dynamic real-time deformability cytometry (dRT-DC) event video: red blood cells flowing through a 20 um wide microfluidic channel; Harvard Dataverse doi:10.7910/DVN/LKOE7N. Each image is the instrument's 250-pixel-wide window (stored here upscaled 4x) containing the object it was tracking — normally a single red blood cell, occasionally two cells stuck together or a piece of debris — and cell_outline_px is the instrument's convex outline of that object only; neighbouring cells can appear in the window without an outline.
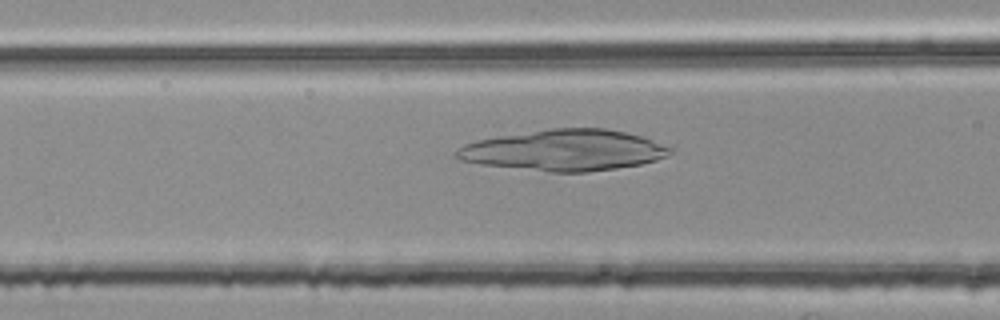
{"species": "common noctule bat (a hibernating species)", "species_latin": "Nyctalus noctula", "temperature_condition": "room temperature", "stored_images_in_passage": 44, "camera_frame_rate_fps": 3000, "um_per_image_px": 0.085, "animal": {"sex": "female", "body_mass_g": 25.1}, "frame": {"image": 1, "passage_image": 12, "time_ms": 3.667, "image_size_px": [1000, 320], "cell_outline_px": [[676, 152], [668, 156], [656, 160], [640, 164], [616, 168], [584, 172], [552, 172], [480, 164], [460, 160], [452, 156], [452, 152], [464, 144], [476, 140], [496, 136], [552, 128], [604, 128], [624, 132], [640, 136], [652, 140], [672, 148]], "centroid_in_image_um": [47.93, 12.77], "position_along_channel_um": 118.7, "area_um2": 51.15}}
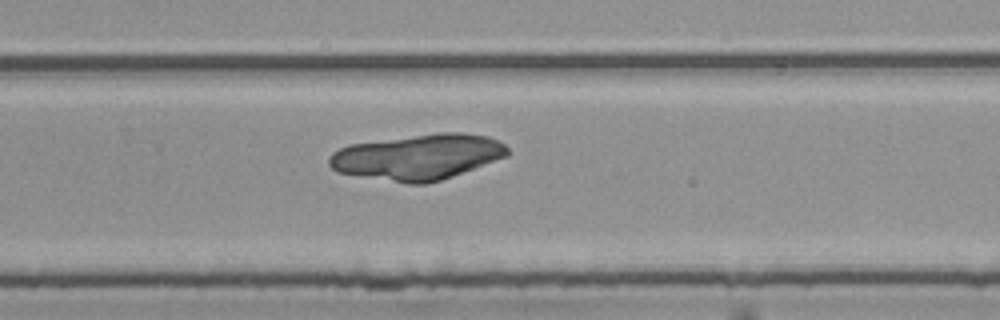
{"frame": {"image": 2, "passage_image": 26, "time_ms": 8.333, "image_size_px": [1000, 320], "cell_outline_px": [[508, 156], [452, 176], [440, 180], [424, 184], [408, 184], [336, 172], [328, 164], [328, 156], [332, 152], [348, 144], [440, 132], [464, 132], [488, 136], [504, 144], [508, 148]], "centroid_in_image_um": [35.5, 13.33], "position_along_channel_um": 294.3, "area_um2": 47.4}}
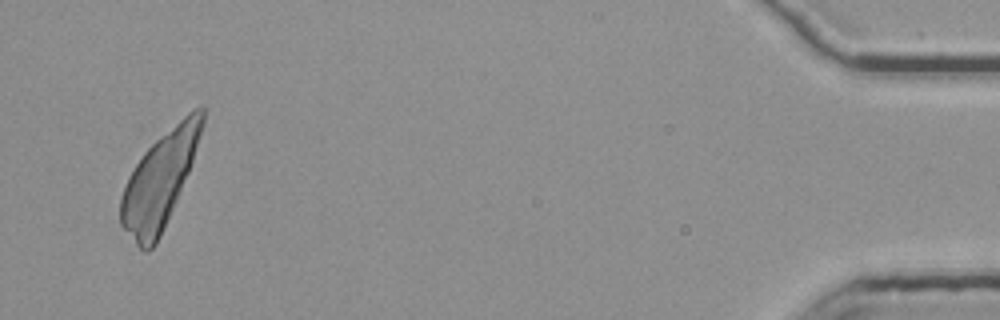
{"frame": {"image": 3, "passage_image": 43, "time_ms": 14.0, "image_size_px": [1000, 320], "cell_outline_px": [[204, 124], [188, 172], [176, 200], [160, 236], [156, 244], [148, 252], [144, 252], [136, 244], [120, 224], [120, 196], [128, 176], [144, 152], [156, 140], [192, 108], [200, 104], [204, 104]], "centroid_in_image_um": [13.56, 15.3], "position_along_channel_um": 421.6, "area_um2": 44.62}}